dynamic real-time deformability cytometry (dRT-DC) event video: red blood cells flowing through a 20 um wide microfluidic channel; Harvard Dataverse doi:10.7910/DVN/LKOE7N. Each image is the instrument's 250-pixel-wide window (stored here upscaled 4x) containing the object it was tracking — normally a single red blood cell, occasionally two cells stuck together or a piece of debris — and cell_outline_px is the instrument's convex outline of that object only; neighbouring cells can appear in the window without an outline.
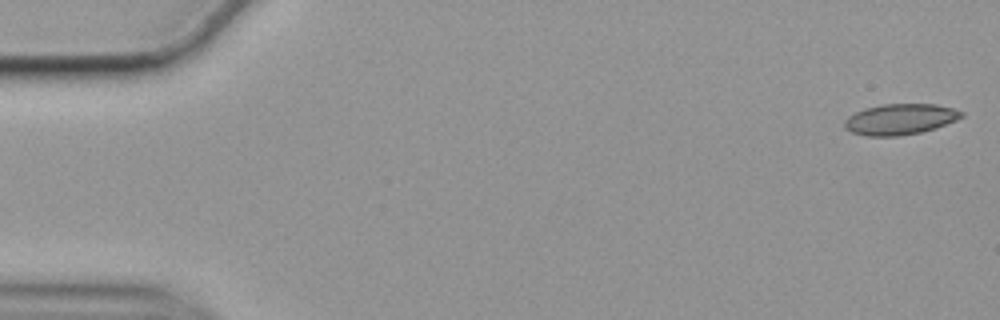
{"species": "common noctule bat (a hibernating species)", "species_latin": "Nyctalus noctula", "temperature_condition": "cold", "stored_images_in_passage": 10, "camera_frame_rate_fps": 3000, "um_per_image_px": 0.085, "animal": {"sex": "female", "body_mass_g": 19.9}, "frame": {"image": 1, "passage_image": 1, "time_ms": 0.0, "image_size_px": [1000, 320], "cell_outline_px": [[964, 116], [956, 120], [936, 128], [920, 132], [900, 136], [864, 136], [852, 132], [844, 128], [844, 120], [848, 116], [864, 108], [884, 104], [936, 104], [952, 108], [964, 112]], "centroid_in_image_um": [76.5, 10.14], "position_along_channel_um": 8.5, "area_um2": 21.1}}